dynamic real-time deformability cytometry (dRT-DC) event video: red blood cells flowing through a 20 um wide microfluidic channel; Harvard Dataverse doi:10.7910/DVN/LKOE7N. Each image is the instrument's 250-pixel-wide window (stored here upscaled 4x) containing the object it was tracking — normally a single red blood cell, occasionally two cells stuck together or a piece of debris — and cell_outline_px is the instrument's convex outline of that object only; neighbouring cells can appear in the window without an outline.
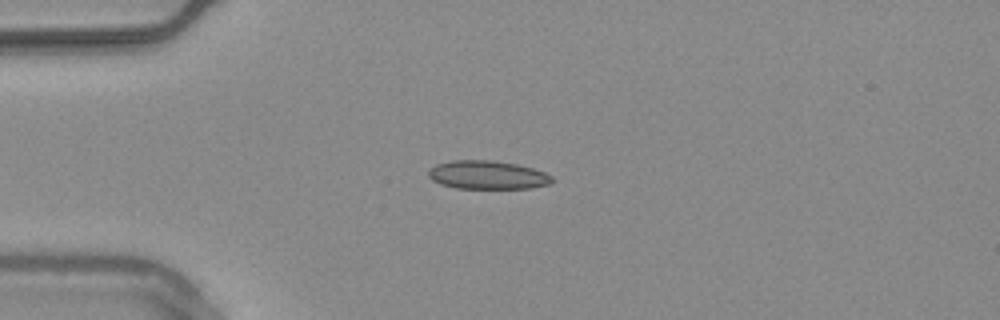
{"species": "common noctule bat (a hibernating species)", "species_latin": "Nyctalus noctula", "temperature_condition": "warm", "stored_images_in_passage": 41, "camera_frame_rate_fps": 3000, "um_per_image_px": 0.085, "animal": {"sex": "male", "body_mass_g": 20.4}, "frame": {"image": 1, "passage_image": 1, "time_ms": 0.0, "image_size_px": [1000, 320], "cell_outline_px": [[552, 180], [548, 184], [528, 188], [456, 188], [440, 184], [432, 180], [428, 176], [428, 172], [436, 164], [452, 160], [492, 160], [516, 164], [532, 168], [544, 172], [552, 176]], "centroid_in_image_um": [41.4, 14.86], "position_along_channel_um": 43.6, "area_um2": 20.35}}
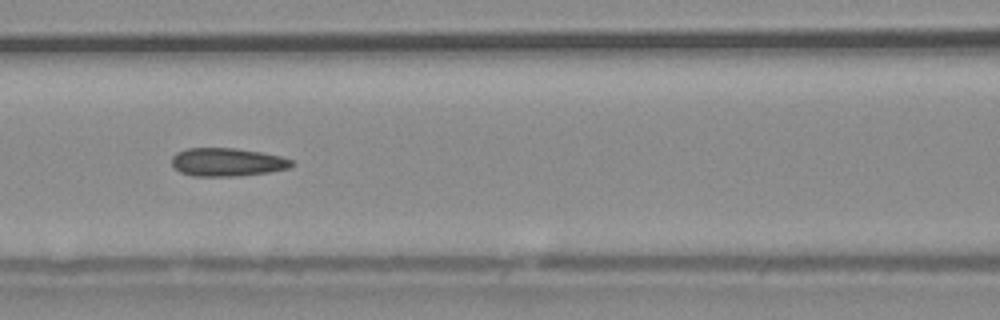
{"frame": {"image": 2, "passage_image": 11, "time_ms": 3.333, "image_size_px": [1000, 320], "cell_outline_px": [[296, 164], [288, 168], [268, 172], [240, 176], [192, 176], [180, 172], [172, 164], [172, 156], [176, 152], [188, 148], [236, 148], [260, 152], [280, 156], [292, 160]], "centroid_in_image_um": [19.31, 13.78], "position_along_channel_um": 147.3, "area_um2": 19.77}}
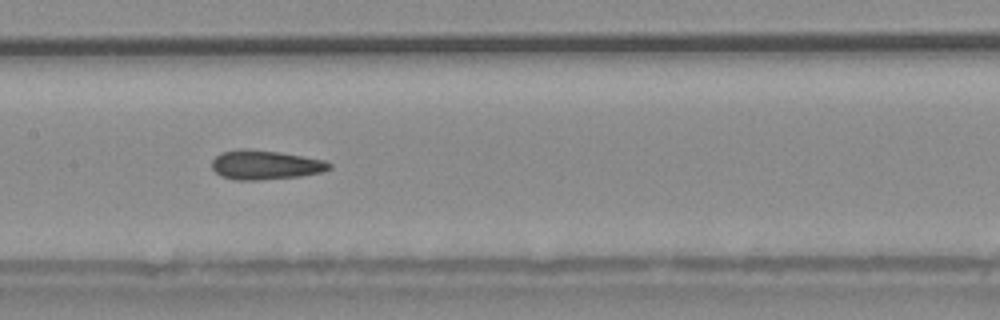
{"frame": {"image": 3, "passage_image": 14, "time_ms": 4.333, "image_size_px": [1000, 320], "cell_outline_px": [[332, 168], [324, 172], [300, 176], [256, 180], [236, 180], [220, 176], [212, 168], [212, 160], [220, 152], [240, 148], [248, 148], [280, 152], [324, 160], [332, 164]], "centroid_in_image_um": [22.54, 14.01], "position_along_channel_um": 184.9, "area_um2": 20.23}, "authors_computed_cell_mechanics": {"area_um2": 19.5364, "velocity_mm_per_s": 3.757, "shape_relaxation_time_tau1_ms": 10.1746, "shape_relaxation_time_tau2_ms": 4.1709, "deformation_change_tau1": 0.1525, "deformation_change_tau2": 0.0971}}